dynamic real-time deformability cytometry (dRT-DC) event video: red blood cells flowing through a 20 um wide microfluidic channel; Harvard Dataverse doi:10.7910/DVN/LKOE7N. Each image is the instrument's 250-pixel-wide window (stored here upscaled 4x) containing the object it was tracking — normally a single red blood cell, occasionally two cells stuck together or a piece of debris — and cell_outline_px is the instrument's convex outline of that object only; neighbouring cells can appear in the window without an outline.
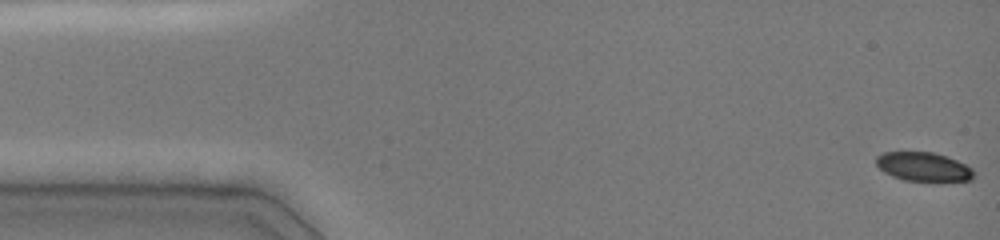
{"species": "common noctule bat (a hibernating species)", "species_latin": "Nyctalus noctula", "temperature_condition": "cold", "stored_images_in_passage": 47, "camera_frame_rate_fps": 3000, "um_per_image_px": 0.085, "animal": {"sex": "female", "body_mass_g": 19.0, "forearm_length_mm": 51.5}, "frame": {"image": 1, "passage_image": 1, "time_ms": 0.0, "image_size_px": [1000, 240], "cell_outline_px": [[976, 176], [972, 180], [904, 180], [892, 176], [884, 172], [876, 164], [876, 156], [884, 152], [932, 152], [948, 156], [972, 168]], "centroid_in_image_um": [78.49, 14.16], "position_along_channel_um": 6.5, "area_um2": 16.3}}
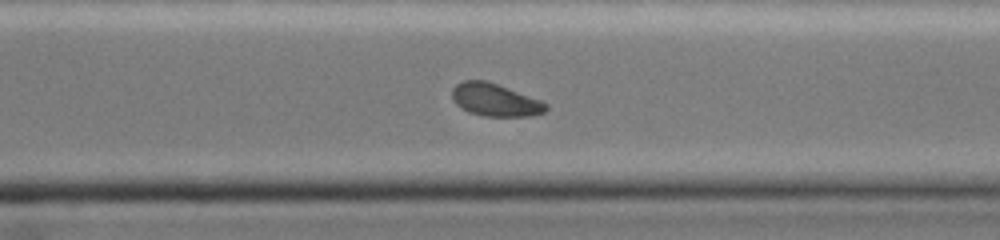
{"frame": {"image": 2, "passage_image": 34, "time_ms": 11.0, "image_size_px": [1000, 240], "cell_outline_px": [[548, 108], [544, 112], [528, 116], [484, 116], [468, 112], [456, 104], [452, 96], [452, 88], [456, 84], [464, 80], [484, 80], [496, 84], [540, 100], [548, 104]], "centroid_in_image_um": [42.06, 8.5], "position_along_channel_um": 328.5, "area_um2": 17.63}}
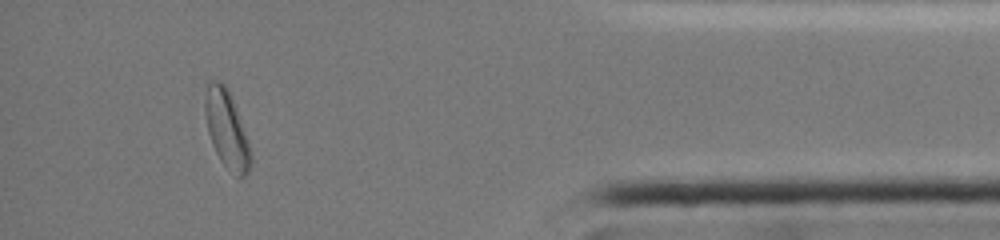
{"frame": {"image": 3, "passage_image": 43, "time_ms": 14.0, "image_size_px": [1000, 240], "cell_outline_px": [[252, 160], [248, 172], [244, 176], [240, 176], [224, 164], [220, 160], [212, 144], [208, 132], [204, 112], [204, 100], [208, 80], [220, 80], [228, 88], [244, 132], [252, 156]], "centroid_in_image_um": [19.23, 10.92], "position_along_channel_um": 416.0, "area_um2": 20.11}, "authors_computed_cell_mechanics": {"area_um2": 18.785, "velocity_mm_per_s": 4.0501, "shape_relaxation_time_tau1_ms": 2.229, "shape_relaxation_time_tau2_ms": null, "deformation_change_tau1": 0.0946, "deformation_change_tau2": null}}